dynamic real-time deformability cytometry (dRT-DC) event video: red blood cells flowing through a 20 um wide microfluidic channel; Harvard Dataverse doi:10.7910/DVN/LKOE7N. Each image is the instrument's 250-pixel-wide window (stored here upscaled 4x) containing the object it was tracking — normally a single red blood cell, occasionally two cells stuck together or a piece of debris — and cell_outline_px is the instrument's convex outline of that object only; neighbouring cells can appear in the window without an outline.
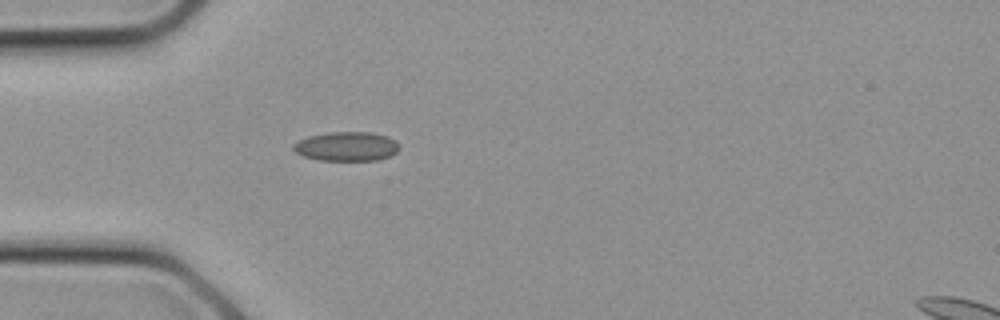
{"species": "common noctule bat (a hibernating species)", "species_latin": "Nyctalus noctula", "temperature_condition": "cold", "stored_images_in_passage": 7, "camera_frame_rate_fps": 3000, "um_per_image_px": 0.085, "animal": {"sex": "female", "body_mass_g": 21.9}, "frame": {"image": 1, "passage_image": 1, "time_ms": 0.0, "image_size_px": [1000, 320], "cell_outline_px": [[400, 148], [392, 156], [376, 160], [320, 160], [304, 156], [296, 152], [292, 148], [292, 144], [308, 136], [328, 132], [372, 132], [388, 136], [396, 140], [400, 144]], "centroid_in_image_um": [29.5, 12.43], "position_along_channel_um": 55.5, "area_um2": 18.21}}
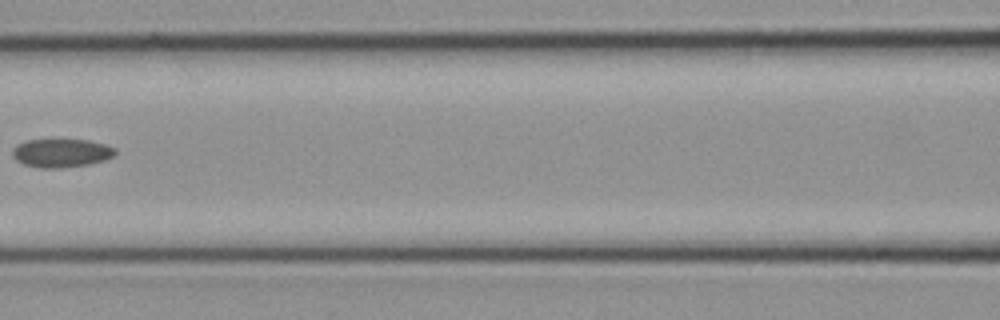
{"frame": {"image": 2, "passage_image": 5, "time_ms": 1.333, "image_size_px": [1000, 320], "cell_outline_px": [[116, 152], [112, 156], [104, 160], [88, 164], [60, 168], [40, 168], [24, 164], [16, 160], [12, 156], [12, 148], [16, 144], [24, 140], [88, 140], [104, 144], [116, 148]], "centroid_in_image_um": [5.17, 13.0], "position_along_channel_um": 161.4, "area_um2": 17.05}}
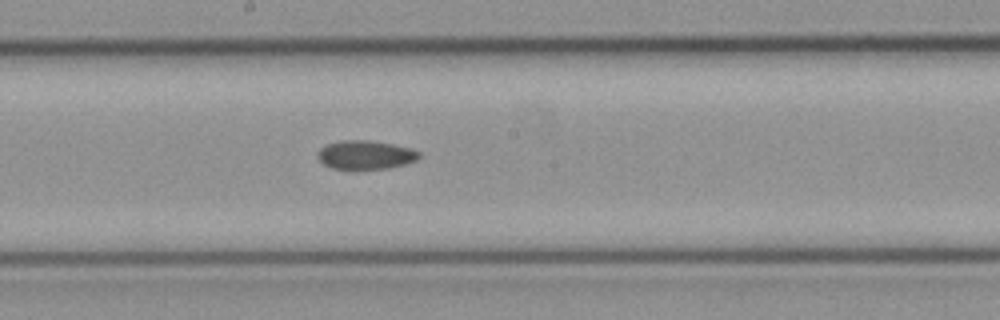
{"frame": {"image": 3, "passage_image": 7, "time_ms": 2.0, "image_size_px": [1000, 320], "cell_outline_px": [[420, 156], [416, 160], [404, 164], [388, 168], [332, 168], [324, 164], [316, 156], [316, 152], [324, 144], [340, 140], [368, 140], [392, 144], [412, 148], [420, 152]], "centroid_in_image_um": [31.03, 13.14], "position_along_channel_um": 217.2, "area_um2": 16.94}}